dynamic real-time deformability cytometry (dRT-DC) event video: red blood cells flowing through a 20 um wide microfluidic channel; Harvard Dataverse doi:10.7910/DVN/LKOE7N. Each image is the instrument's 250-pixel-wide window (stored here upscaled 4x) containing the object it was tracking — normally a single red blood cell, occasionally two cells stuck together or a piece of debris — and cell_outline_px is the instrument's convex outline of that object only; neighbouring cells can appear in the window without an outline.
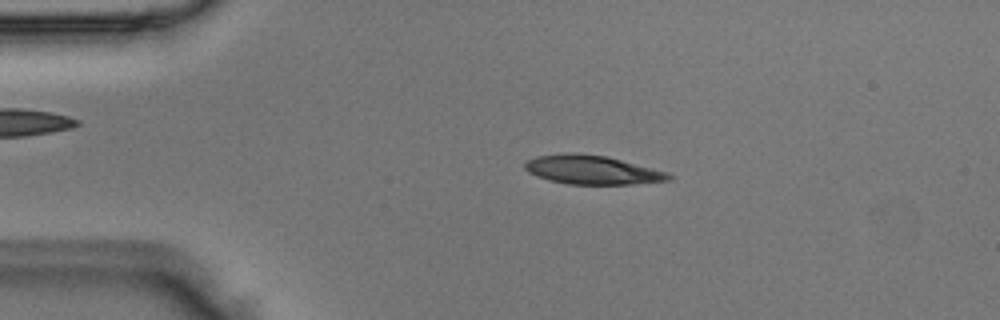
{"species": "Egyptian fruit bat (a non-hibernating species)", "species_latin": "Rousettus aegyptiacus", "temperature_condition": "room temperature", "stored_images_in_passage": 3, "camera_frame_rate_fps": 3000, "um_per_image_px": 0.085, "animal": {"sex": "male"}, "frame": {"image": 1, "passage_image": 2, "time_ms": 0.333, "image_size_px": [1000, 320], "cell_outline_px": [[672, 176], [668, 180], [628, 184], [568, 184], [548, 180], [536, 176], [528, 172], [524, 168], [524, 164], [528, 160], [536, 156], [564, 152], [576, 152], [604, 156], [668, 172]], "centroid_in_image_um": [50.25, 14.43], "position_along_channel_um": 34.8, "area_um2": 24.04}}